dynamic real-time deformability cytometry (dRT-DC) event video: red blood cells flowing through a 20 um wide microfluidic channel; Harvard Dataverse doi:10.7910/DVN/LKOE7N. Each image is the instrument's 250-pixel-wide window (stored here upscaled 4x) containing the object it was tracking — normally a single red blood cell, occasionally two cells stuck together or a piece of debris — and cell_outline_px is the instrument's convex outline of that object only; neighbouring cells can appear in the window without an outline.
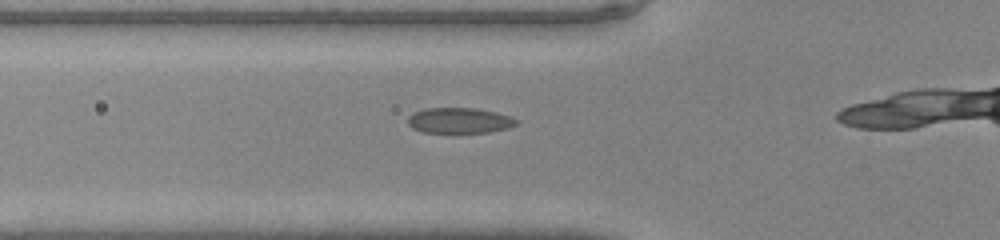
{"species": "common noctule bat (a hibernating species)", "species_latin": "Nyctalus noctula", "temperature_condition": "warm", "stored_images_in_passage": 11, "camera_frame_rate_fps": 3000, "um_per_image_px": 0.085, "animal": {"sex": "male", "body_mass_g": 20.0, "forearm_length_mm": 53.3}, "frame": {"image": 1, "passage_image": 7, "time_ms": 2.0, "image_size_px": [1000, 240], "cell_outline_px": [[520, 120], [516, 124], [508, 128], [488, 132], [420, 132], [412, 128], [408, 124], [408, 116], [412, 112], [424, 108], [476, 108], [496, 112], [512, 116]], "centroid_in_image_um": [39.04, 10.23], "position_along_channel_um": 86.8, "area_um2": 16.3}}
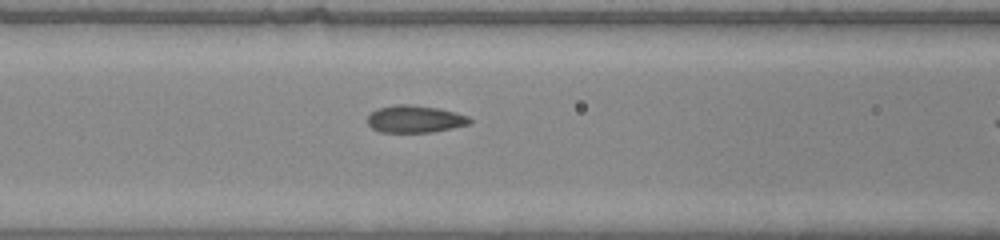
{"frame": {"image": 2, "passage_image": 10, "time_ms": 3.0, "image_size_px": [1000, 240], "cell_outline_px": [[472, 120], [468, 124], [452, 128], [432, 132], [380, 132], [372, 128], [368, 124], [368, 116], [376, 108], [396, 104], [412, 104], [440, 108], [456, 112], [468, 116]], "centroid_in_image_um": [35.26, 10.1], "position_along_channel_um": 131.3, "area_um2": 16.36}}